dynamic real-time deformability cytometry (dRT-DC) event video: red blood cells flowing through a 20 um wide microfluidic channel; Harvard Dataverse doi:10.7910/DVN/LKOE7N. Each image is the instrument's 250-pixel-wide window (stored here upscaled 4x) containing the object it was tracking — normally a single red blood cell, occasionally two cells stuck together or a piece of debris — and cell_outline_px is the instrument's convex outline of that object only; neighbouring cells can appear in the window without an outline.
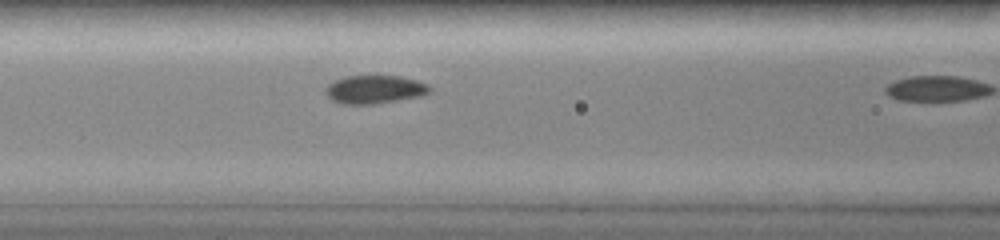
{"species": "common noctule bat (a hibernating species)", "species_latin": "Nyctalus noctula", "temperature_condition": "room temperature", "stored_images_in_passage": 11, "camera_frame_rate_fps": 3000, "um_per_image_px": 0.085, "animal": {"sex": "female", "body_mass_g": 19.0, "forearm_length_mm": 51.5}, "frame": {"image": 1, "passage_image": 10, "time_ms": 3.0, "image_size_px": [1000, 240], "cell_outline_px": [[432, 88], [428, 92], [420, 96], [372, 104], [344, 104], [332, 100], [328, 96], [324, 88], [328, 84], [336, 80], [348, 76], [400, 76], [416, 80], [428, 84]], "centroid_in_image_um": [31.84, 7.6], "position_along_channel_um": 134.8, "area_um2": 16.94}}